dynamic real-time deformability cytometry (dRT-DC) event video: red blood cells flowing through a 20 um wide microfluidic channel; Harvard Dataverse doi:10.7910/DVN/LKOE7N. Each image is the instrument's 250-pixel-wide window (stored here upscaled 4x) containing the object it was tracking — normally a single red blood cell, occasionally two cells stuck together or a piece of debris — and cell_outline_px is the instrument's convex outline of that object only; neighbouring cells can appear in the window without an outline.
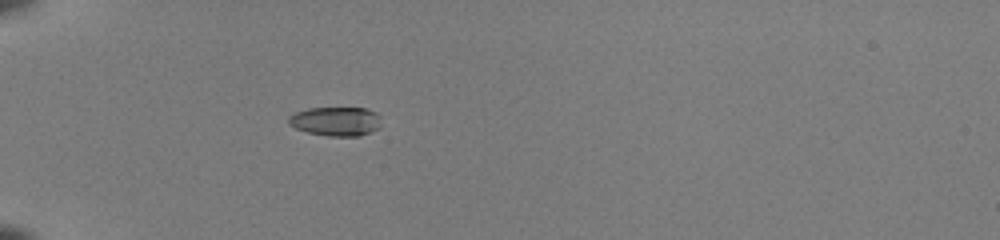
{"species": "common noctule bat (a hibernating species)", "species_latin": "Nyctalus noctula", "temperature_condition": "room temperature", "stored_images_in_passage": 35, "camera_frame_rate_fps": 3000, "um_per_image_px": 0.085, "animal": {"sex": "female", "body_mass_g": 22.0, "forearm_length_mm": 56.7}, "frame": {"image": 1, "passage_image": 1, "time_ms": 0.0, "image_size_px": [1000, 240], "cell_outline_px": [[380, 128], [360, 136], [328, 136], [308, 132], [296, 128], [288, 124], [288, 116], [296, 112], [308, 108], [364, 108], [376, 112], [380, 116]], "centroid_in_image_um": [28.56, 10.31], "position_along_channel_um": 56.4, "area_um2": 15.78}}
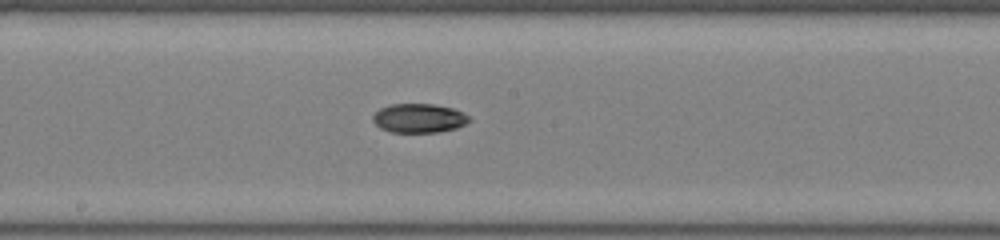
{"frame": {"image": 2, "passage_image": 14, "time_ms": 4.333, "image_size_px": [1000, 240], "cell_outline_px": [[472, 120], [456, 128], [436, 132], [392, 132], [380, 128], [372, 120], [372, 116], [380, 108], [388, 104], [432, 104], [452, 108], [468, 116]], "centroid_in_image_um": [35.57, 10.04], "position_along_channel_um": 212.6, "area_um2": 16.18}}
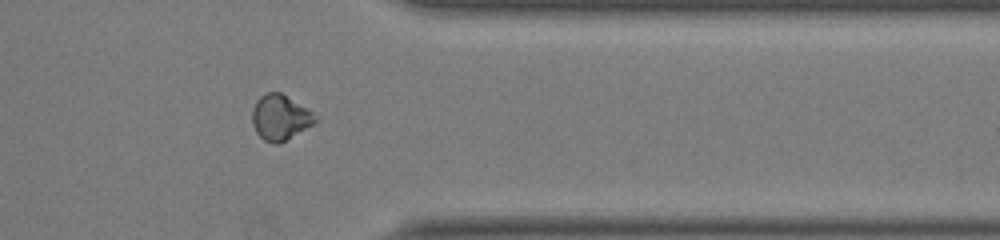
{"frame": {"image": 3, "passage_image": 27, "time_ms": 8.667, "image_size_px": [1000, 240], "cell_outline_px": [[316, 120], [312, 124], [280, 144], [272, 144], [264, 140], [256, 132], [252, 124], [252, 108], [256, 100], [260, 96], [268, 92], [280, 92], [312, 112]], "centroid_in_image_um": [23.75, 9.99], "position_along_channel_um": 387.6, "area_um2": 16.42}, "authors_computed_cell_mechanics": {"area_um2": 16.184, "velocity_mm_per_s": 4.0982, "shape_relaxation_time_tau1_ms": 4.6281, "shape_relaxation_time_tau2_ms": 3.1047, "deformation_change_tau1": 0.1503, "deformation_change_tau2": 0.0622}}